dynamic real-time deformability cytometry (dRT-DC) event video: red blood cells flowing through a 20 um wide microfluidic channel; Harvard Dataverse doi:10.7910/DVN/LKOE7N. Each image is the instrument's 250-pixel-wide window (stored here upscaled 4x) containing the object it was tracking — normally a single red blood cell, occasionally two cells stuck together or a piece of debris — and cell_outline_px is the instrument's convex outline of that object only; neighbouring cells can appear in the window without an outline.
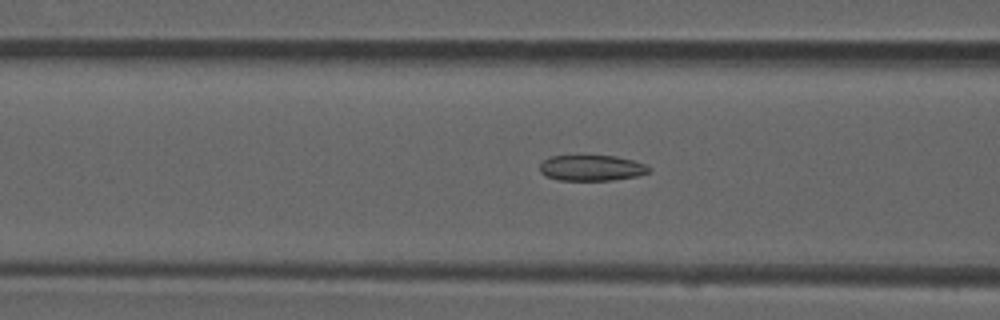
{"species": "common noctule bat (a hibernating species)", "species_latin": "Nyctalus noctula", "temperature_condition": "room temperature", "stored_images_in_passage": 42, "camera_frame_rate_fps": 3000, "um_per_image_px": 0.085, "animal": {"sex": "male", "forearm_length_mm": 52.5}, "frame": {"image": 1, "passage_image": 20, "time_ms": 6.333, "image_size_px": [1000, 320], "cell_outline_px": [[652, 172], [636, 176], [612, 180], [560, 180], [548, 176], [540, 172], [540, 164], [544, 160], [552, 156], [584, 152], [616, 156], [648, 164], [652, 168]], "centroid_in_image_um": [50.32, 14.21], "position_along_channel_um": 116.3, "area_um2": 17.28}}
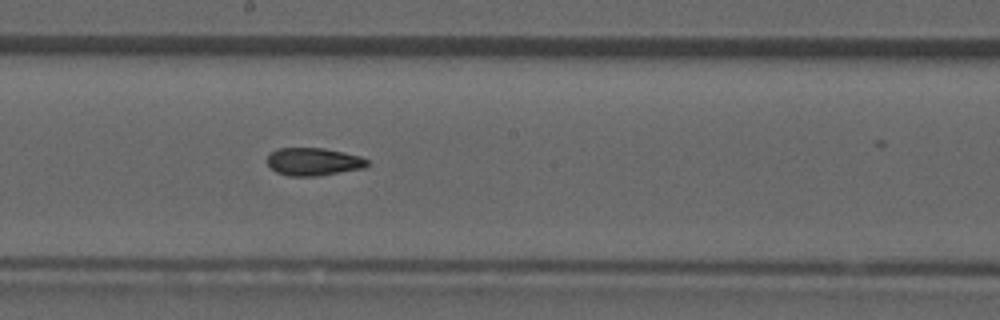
{"frame": {"image": 2, "passage_image": 28, "time_ms": 9.0, "image_size_px": [1000, 320], "cell_outline_px": [[368, 164], [364, 168], [316, 176], [288, 176], [276, 172], [264, 160], [272, 152], [280, 148], [324, 148], [344, 152], [360, 156], [368, 160]], "centroid_in_image_um": [26.63, 13.74], "position_along_channel_um": 221.6, "area_um2": 16.18}}
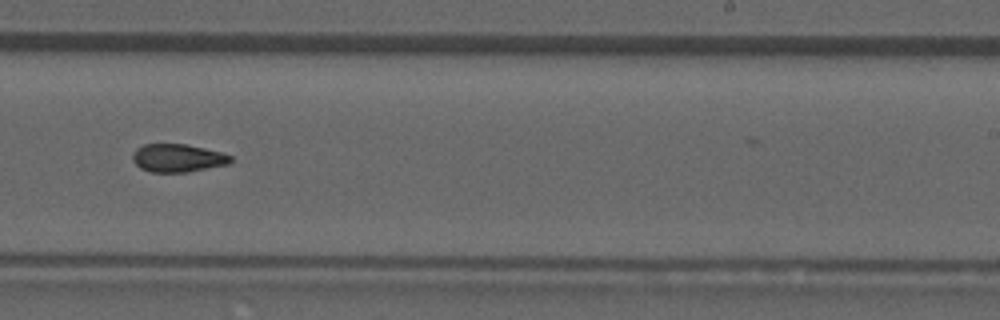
{"frame": {"image": 3, "passage_image": 32, "time_ms": 10.333, "image_size_px": [1000, 320], "cell_outline_px": [[232, 160], [228, 164], [188, 172], [152, 172], [140, 168], [132, 160], [132, 152], [136, 148], [144, 144], [184, 144], [204, 148], [220, 152], [232, 156]], "centroid_in_image_um": [15.07, 13.43], "position_along_channel_um": 273.9, "area_um2": 16.01}}